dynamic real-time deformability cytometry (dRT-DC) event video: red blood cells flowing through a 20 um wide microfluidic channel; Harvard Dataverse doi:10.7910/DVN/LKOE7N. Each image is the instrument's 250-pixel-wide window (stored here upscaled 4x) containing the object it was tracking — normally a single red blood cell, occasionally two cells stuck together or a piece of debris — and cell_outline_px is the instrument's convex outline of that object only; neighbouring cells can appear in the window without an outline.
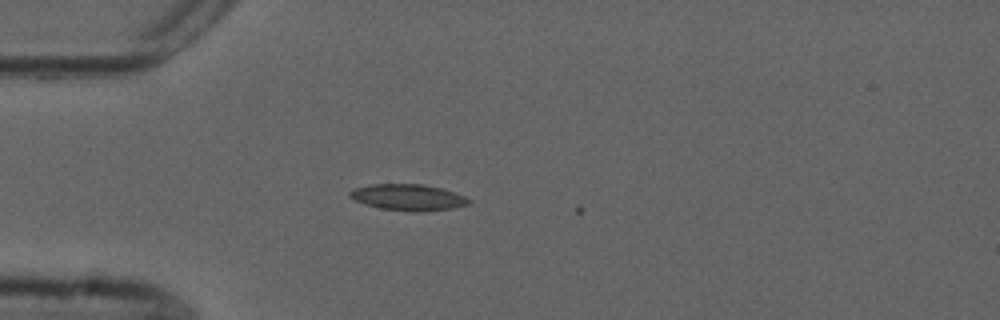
{"species": "common noctule bat (a hibernating species)", "species_latin": "Nyctalus noctula", "temperature_condition": "cold", "stored_images_in_passage": 4, "camera_frame_rate_fps": 3000, "um_per_image_px": 0.085, "animal": {"sex": "male", "forearm_length_mm": 52.5}, "frame": {"image": 1, "passage_image": 2, "time_ms": 0.333, "image_size_px": [1000, 320], "cell_outline_px": [[472, 204], [452, 208], [424, 212], [416, 212], [380, 208], [364, 204], [348, 196], [348, 192], [352, 188], [372, 184], [424, 184], [440, 188], [464, 196], [472, 200]], "centroid_in_image_um": [34.69, 16.77], "position_along_channel_um": 50.3, "area_um2": 18.32}}